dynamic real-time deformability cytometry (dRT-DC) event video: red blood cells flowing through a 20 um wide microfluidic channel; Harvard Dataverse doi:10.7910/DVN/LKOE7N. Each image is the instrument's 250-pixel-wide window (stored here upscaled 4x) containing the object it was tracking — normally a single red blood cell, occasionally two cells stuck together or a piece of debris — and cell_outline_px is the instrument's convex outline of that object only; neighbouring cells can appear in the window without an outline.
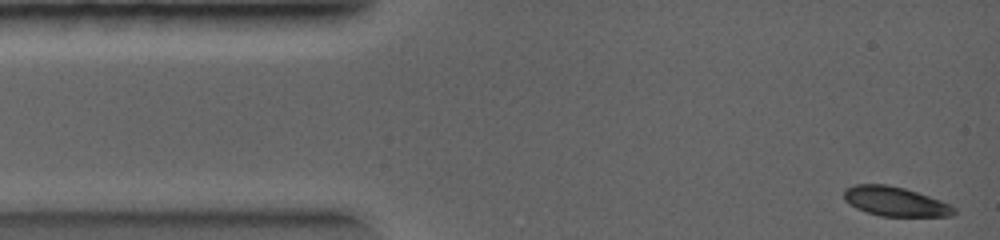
{"species": "common noctule bat (a hibernating species)", "species_latin": "Nyctalus noctula", "temperature_condition": "warm", "stored_images_in_passage": 47, "camera_frame_rate_fps": 5000, "um_per_image_px": 0.085, "animal": {"sex": "female", "body_mass_g": 19.0, "forearm_length_mm": 56.7}, "frame": {"image": 1, "passage_image": 1, "time_ms": 0.0, "image_size_px": [1000, 240], "cell_outline_px": [[956, 212], [944, 216], [884, 216], [868, 212], [856, 208], [844, 196], [844, 192], [848, 188], [856, 184], [888, 184], [904, 188], [940, 200], [948, 204]], "centroid_in_image_um": [76.08, 17.11], "position_along_channel_um": 8.9, "area_um2": 18.21}}
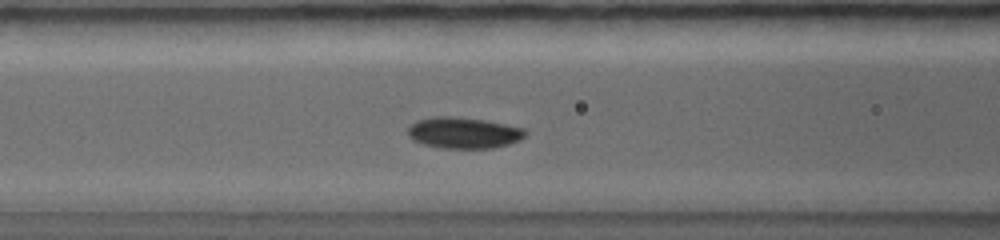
{"frame": {"image": 2, "passage_image": 19, "time_ms": 3.2, "image_size_px": [1000, 240], "cell_outline_px": [[528, 132], [520, 140], [508, 144], [492, 148], [444, 148], [424, 144], [412, 140], [408, 136], [408, 128], [416, 120], [432, 116], [456, 116], [484, 120], [524, 128]], "centroid_in_image_um": [39.39, 11.28], "position_along_channel_um": 127.2, "area_um2": 21.39}}
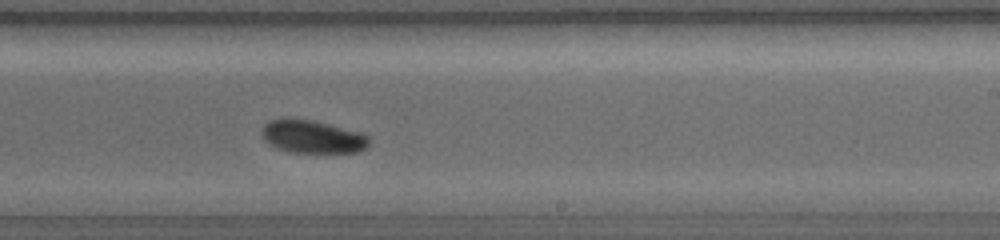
{"frame": {"image": 3, "passage_image": 31, "time_ms": 5.4, "image_size_px": [1000, 240], "cell_outline_px": [[368, 144], [364, 148], [356, 152], [288, 152], [276, 148], [268, 144], [260, 136], [260, 132], [264, 124], [272, 120], [312, 120], [364, 132], [368, 136]], "centroid_in_image_um": [26.54, 11.63], "position_along_channel_um": 262.5, "area_um2": 20.46}}